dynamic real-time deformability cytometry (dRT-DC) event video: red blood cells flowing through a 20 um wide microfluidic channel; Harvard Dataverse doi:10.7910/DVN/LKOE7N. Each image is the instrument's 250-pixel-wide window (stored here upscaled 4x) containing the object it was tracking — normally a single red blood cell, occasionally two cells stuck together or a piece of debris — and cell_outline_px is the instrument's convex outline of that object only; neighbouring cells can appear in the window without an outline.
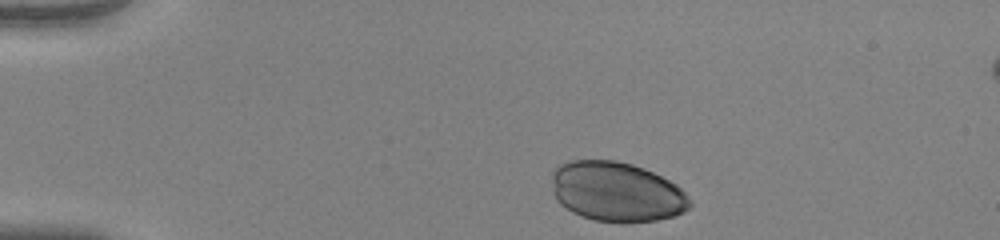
{"species": "human", "species_latin": "Homo sapiens", "temperature_condition": "warm", "stored_images_in_passage": 35, "camera_frame_rate_fps": 3000, "um_per_image_px": 0.085, "donor": {"sex": "female"}, "frame": {"image": 1, "passage_image": 1, "time_ms": 0.0, "image_size_px": [1000, 240], "cell_outline_px": [[692, 204], [684, 212], [676, 216], [656, 220], [620, 224], [592, 220], [580, 216], [572, 212], [560, 204], [556, 200], [552, 192], [552, 172], [560, 164], [568, 160], [616, 160], [632, 164], [644, 168], [676, 184], [688, 196]], "centroid_in_image_um": [52.39, 16.32], "position_along_channel_um": 32.6, "area_um2": 48.73}}
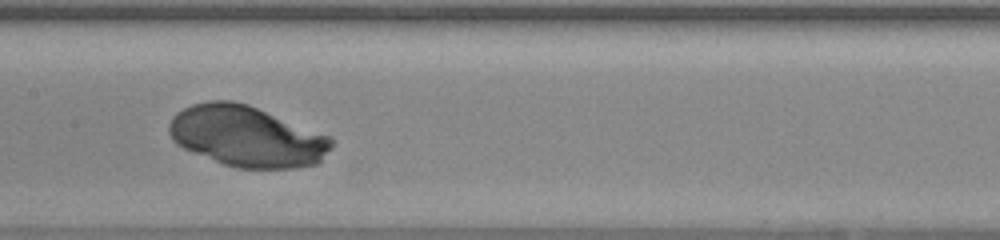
{"frame": {"image": 2, "passage_image": 18, "time_ms": 5.667, "image_size_px": [1000, 240], "cell_outline_px": [[332, 148], [316, 164], [296, 168], [236, 168], [224, 164], [192, 152], [176, 144], [172, 140], [168, 132], [168, 124], [172, 116], [176, 112], [192, 104], [208, 100], [232, 100], [248, 104], [328, 136], [332, 140]], "centroid_in_image_um": [20.92, 11.58], "position_along_channel_um": 186.5, "area_um2": 57.4}}
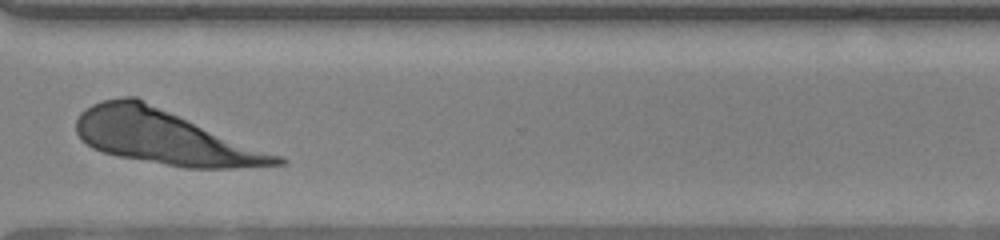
{"frame": {"image": 3, "passage_image": 31, "time_ms": 10.0, "image_size_px": [1000, 240], "cell_outline_px": [[288, 160], [284, 164], [232, 168], [184, 168], [120, 156], [104, 152], [92, 148], [76, 132], [76, 120], [80, 112], [84, 108], [92, 104], [104, 100], [120, 96], [136, 96], [280, 156]], "centroid_in_image_um": [13.97, 11.63], "position_along_channel_um": 356.6, "area_um2": 63.06}}